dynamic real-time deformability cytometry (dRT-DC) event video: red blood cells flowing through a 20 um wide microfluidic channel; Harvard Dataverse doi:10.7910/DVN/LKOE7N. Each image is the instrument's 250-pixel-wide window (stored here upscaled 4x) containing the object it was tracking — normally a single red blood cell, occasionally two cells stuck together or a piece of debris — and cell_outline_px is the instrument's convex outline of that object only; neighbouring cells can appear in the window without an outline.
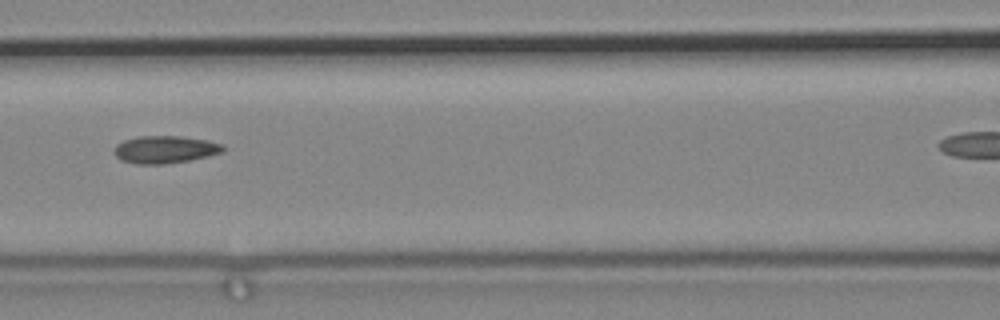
{"species": "common noctule bat (a hibernating species)", "species_latin": "Nyctalus noctula", "temperature_condition": "cold", "stored_images_in_passage": 9, "segment_of_instrument_passage": [1, 2], "camera_frame_rate_fps": 3000, "um_per_image_px": 0.085, "animal": {"sex": "male", "body_mass_g": 19.2, "forearm_length_mm": 51.8}, "frame": {"image": 1, "passage_image": 6, "time_ms": 1.667, "image_size_px": [1000, 320], "cell_outline_px": [[224, 152], [192, 160], [164, 164], [136, 164], [120, 160], [112, 152], [112, 148], [116, 144], [124, 140], [140, 136], [180, 136], [208, 140], [224, 144]], "centroid_in_image_um": [14.01, 12.71], "position_along_channel_um": 152.6, "area_um2": 17.74}}
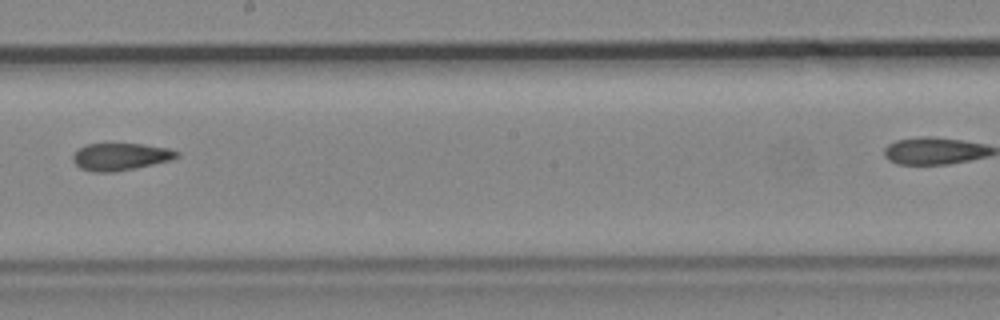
{"frame": {"image": 2, "passage_image": 8, "time_ms": 2.333, "image_size_px": [1000, 320], "cell_outline_px": [[180, 156], [168, 160], [152, 164], [112, 172], [92, 172], [80, 168], [72, 160], [72, 156], [84, 144], [144, 144], [168, 148], [180, 152]], "centroid_in_image_um": [10.22, 13.31], "position_along_channel_um": 238.0, "area_um2": 16.3}}